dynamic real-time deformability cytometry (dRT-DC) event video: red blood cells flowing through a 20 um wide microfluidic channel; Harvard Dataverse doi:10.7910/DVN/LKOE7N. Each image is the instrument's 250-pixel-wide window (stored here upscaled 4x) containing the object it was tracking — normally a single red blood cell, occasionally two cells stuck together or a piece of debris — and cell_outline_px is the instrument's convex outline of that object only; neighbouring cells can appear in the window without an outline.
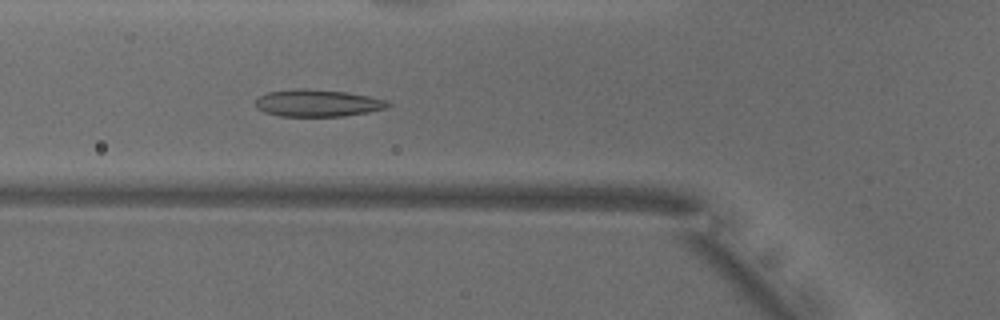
{"species": "common noctule bat (a hibernating species)", "species_latin": "Nyctalus noctula", "temperature_condition": "warm", "stored_images_in_passage": 51, "camera_frame_rate_fps": 3000, "um_per_image_px": 0.085, "animal": {"sex": "male", "body_mass_g": 18.8}, "frame": {"image": 1, "passage_image": 18, "time_ms": 5.667, "image_size_px": [1000, 320], "cell_outline_px": [[392, 104], [388, 108], [368, 112], [344, 116], [280, 116], [264, 112], [256, 108], [252, 104], [256, 96], [268, 92], [296, 88], [308, 88], [348, 92], [388, 100]], "centroid_in_image_um": [26.95, 8.75], "position_along_channel_um": 98.8, "area_um2": 21.39}}
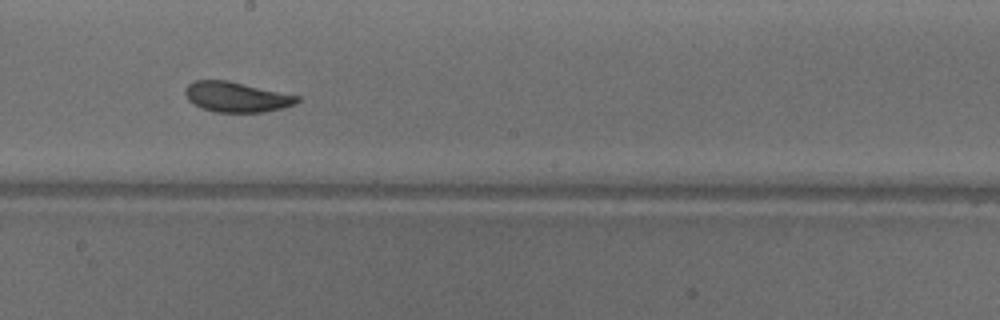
{"frame": {"image": 2, "passage_image": 28, "time_ms": 9.0, "image_size_px": [1000, 320], "cell_outline_px": [[300, 100], [296, 104], [284, 108], [264, 112], [212, 112], [200, 108], [192, 104], [188, 100], [184, 92], [184, 88], [188, 84], [196, 80], [228, 80], [300, 96]], "centroid_in_image_um": [20.09, 8.25], "position_along_channel_um": 228.1, "area_um2": 20.0}}
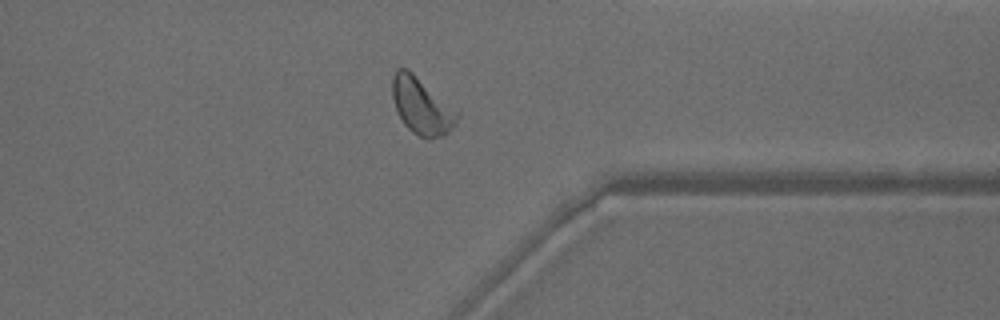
{"frame": {"image": 3, "passage_image": 40, "time_ms": 13.0, "image_size_px": [1000, 320], "cell_outline_px": [[460, 116], [456, 124], [444, 136], [428, 140], [412, 132], [404, 124], [396, 108], [392, 96], [392, 76], [396, 68], [408, 68], [460, 112]], "centroid_in_image_um": [35.86, 9.01], "position_along_channel_um": 375.5, "area_um2": 21.68}, "authors_computed_cell_mechanics": {"area_um2": 21.2704, "velocity_mm_per_s": 3.8699, "shape_relaxation_time_tau1_ms": 2.6461, "shape_relaxation_time_tau2_ms": 1.1741, "deformation_change_tau1": 0.139, "deformation_change_tau2": 0.0792}}